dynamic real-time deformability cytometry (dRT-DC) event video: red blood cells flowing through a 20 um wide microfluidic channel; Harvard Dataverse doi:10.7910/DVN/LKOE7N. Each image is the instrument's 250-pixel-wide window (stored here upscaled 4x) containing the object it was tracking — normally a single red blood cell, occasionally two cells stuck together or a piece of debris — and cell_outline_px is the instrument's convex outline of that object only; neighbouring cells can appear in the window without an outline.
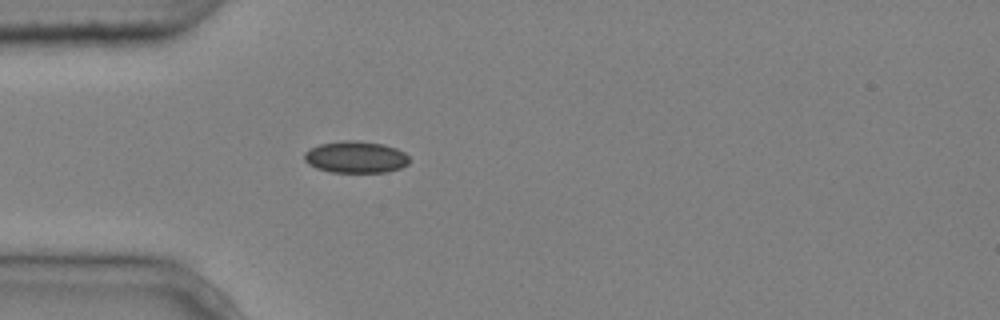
{"species": "common noctule bat (a hibernating species)", "species_latin": "Nyctalus noctula", "temperature_condition": "cold", "stored_images_in_passage": 4, "camera_frame_rate_fps": 3000, "um_per_image_px": 0.085, "animal": {"sex": "male", "body_mass_g": 20.4}, "frame": {"image": 1, "passage_image": 4, "time_ms": 1.0, "image_size_px": [1000, 320], "cell_outline_px": [[408, 164], [400, 168], [388, 172], [328, 172], [316, 168], [308, 164], [304, 160], [304, 152], [308, 148], [320, 144], [344, 140], [356, 140], [384, 144], [396, 148], [404, 152], [408, 156]], "centroid_in_image_um": [30.21, 13.35], "position_along_channel_um": 54.8, "area_um2": 19.65}}